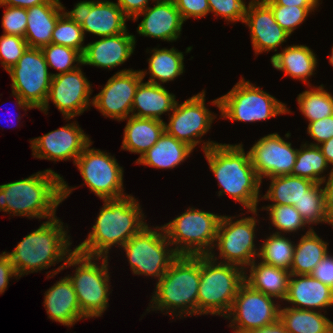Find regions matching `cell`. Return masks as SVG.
I'll return each mask as SVG.
<instances>
[{
    "label": "cell",
    "instance_id": "obj_1",
    "mask_svg": "<svg viewBox=\"0 0 333 333\" xmlns=\"http://www.w3.org/2000/svg\"><path fill=\"white\" fill-rule=\"evenodd\" d=\"M74 189L53 170L39 171L28 178L0 185V211L49 220L56 217L57 207Z\"/></svg>",
    "mask_w": 333,
    "mask_h": 333
},
{
    "label": "cell",
    "instance_id": "obj_2",
    "mask_svg": "<svg viewBox=\"0 0 333 333\" xmlns=\"http://www.w3.org/2000/svg\"><path fill=\"white\" fill-rule=\"evenodd\" d=\"M202 149L210 171L222 188L218 196L228 193L257 216L262 182L253 168L249 151L245 153L242 144H219L209 140L203 142Z\"/></svg>",
    "mask_w": 333,
    "mask_h": 333
},
{
    "label": "cell",
    "instance_id": "obj_3",
    "mask_svg": "<svg viewBox=\"0 0 333 333\" xmlns=\"http://www.w3.org/2000/svg\"><path fill=\"white\" fill-rule=\"evenodd\" d=\"M88 237L74 249L83 255L108 257L113 245L121 247L146 224L138 200L132 195L104 199Z\"/></svg>",
    "mask_w": 333,
    "mask_h": 333
},
{
    "label": "cell",
    "instance_id": "obj_4",
    "mask_svg": "<svg viewBox=\"0 0 333 333\" xmlns=\"http://www.w3.org/2000/svg\"><path fill=\"white\" fill-rule=\"evenodd\" d=\"M64 229L63 222L57 216L43 222L37 230L27 234L15 247L5 254L10 258L19 278L30 272H38L64 263L76 251L69 247L72 244Z\"/></svg>",
    "mask_w": 333,
    "mask_h": 333
},
{
    "label": "cell",
    "instance_id": "obj_5",
    "mask_svg": "<svg viewBox=\"0 0 333 333\" xmlns=\"http://www.w3.org/2000/svg\"><path fill=\"white\" fill-rule=\"evenodd\" d=\"M199 285L200 255H179L156 283V291L150 300L152 305L149 304L147 311L150 312V308L153 311L154 308L161 312L166 310L165 314H176V317L197 315Z\"/></svg>",
    "mask_w": 333,
    "mask_h": 333
},
{
    "label": "cell",
    "instance_id": "obj_6",
    "mask_svg": "<svg viewBox=\"0 0 333 333\" xmlns=\"http://www.w3.org/2000/svg\"><path fill=\"white\" fill-rule=\"evenodd\" d=\"M217 260L214 252L200 255L197 315L211 314L225 318L240 286L245 282V270L233 264L222 263L221 260L218 263Z\"/></svg>",
    "mask_w": 333,
    "mask_h": 333
},
{
    "label": "cell",
    "instance_id": "obj_7",
    "mask_svg": "<svg viewBox=\"0 0 333 333\" xmlns=\"http://www.w3.org/2000/svg\"><path fill=\"white\" fill-rule=\"evenodd\" d=\"M99 259H102L101 266L95 262ZM69 266L76 267L75 274L68 275V278L74 286L81 313L85 319L102 316L107 309L110 293L108 257L86 256L75 251L65 263L50 273L51 276L48 274V278Z\"/></svg>",
    "mask_w": 333,
    "mask_h": 333
},
{
    "label": "cell",
    "instance_id": "obj_8",
    "mask_svg": "<svg viewBox=\"0 0 333 333\" xmlns=\"http://www.w3.org/2000/svg\"><path fill=\"white\" fill-rule=\"evenodd\" d=\"M220 219L221 215L192 207L163 228L168 241L176 245L174 251L178 255H209L214 249Z\"/></svg>",
    "mask_w": 333,
    "mask_h": 333
},
{
    "label": "cell",
    "instance_id": "obj_9",
    "mask_svg": "<svg viewBox=\"0 0 333 333\" xmlns=\"http://www.w3.org/2000/svg\"><path fill=\"white\" fill-rule=\"evenodd\" d=\"M212 104L219 108L221 118L230 121L253 123L291 113L284 103L244 78L227 94L213 100Z\"/></svg>",
    "mask_w": 333,
    "mask_h": 333
},
{
    "label": "cell",
    "instance_id": "obj_10",
    "mask_svg": "<svg viewBox=\"0 0 333 333\" xmlns=\"http://www.w3.org/2000/svg\"><path fill=\"white\" fill-rule=\"evenodd\" d=\"M12 80V95L23 110H39L44 106L54 73L48 65L41 48H27L16 65L7 71Z\"/></svg>",
    "mask_w": 333,
    "mask_h": 333
},
{
    "label": "cell",
    "instance_id": "obj_11",
    "mask_svg": "<svg viewBox=\"0 0 333 333\" xmlns=\"http://www.w3.org/2000/svg\"><path fill=\"white\" fill-rule=\"evenodd\" d=\"M169 245L163 226L152 229L145 225L122 248L134 275L156 276L159 281L179 256Z\"/></svg>",
    "mask_w": 333,
    "mask_h": 333
},
{
    "label": "cell",
    "instance_id": "obj_12",
    "mask_svg": "<svg viewBox=\"0 0 333 333\" xmlns=\"http://www.w3.org/2000/svg\"><path fill=\"white\" fill-rule=\"evenodd\" d=\"M92 142L75 161L85 184L101 200L126 196L123 187V168L115 157L105 151L90 148Z\"/></svg>",
    "mask_w": 333,
    "mask_h": 333
},
{
    "label": "cell",
    "instance_id": "obj_13",
    "mask_svg": "<svg viewBox=\"0 0 333 333\" xmlns=\"http://www.w3.org/2000/svg\"><path fill=\"white\" fill-rule=\"evenodd\" d=\"M233 219L231 216H221L214 246L219 250L218 258L223 259L222 263L248 269L259 254L254 243L258 221L253 216L242 217L234 222Z\"/></svg>",
    "mask_w": 333,
    "mask_h": 333
},
{
    "label": "cell",
    "instance_id": "obj_14",
    "mask_svg": "<svg viewBox=\"0 0 333 333\" xmlns=\"http://www.w3.org/2000/svg\"><path fill=\"white\" fill-rule=\"evenodd\" d=\"M273 299L244 282L225 317L230 320L233 316L230 324L233 333H249L277 322L281 305Z\"/></svg>",
    "mask_w": 333,
    "mask_h": 333
},
{
    "label": "cell",
    "instance_id": "obj_15",
    "mask_svg": "<svg viewBox=\"0 0 333 333\" xmlns=\"http://www.w3.org/2000/svg\"><path fill=\"white\" fill-rule=\"evenodd\" d=\"M169 118V123H164L165 132L194 149L202 142L200 137L209 131L216 116L206 108L205 91L202 90L182 104L177 101Z\"/></svg>",
    "mask_w": 333,
    "mask_h": 333
},
{
    "label": "cell",
    "instance_id": "obj_16",
    "mask_svg": "<svg viewBox=\"0 0 333 333\" xmlns=\"http://www.w3.org/2000/svg\"><path fill=\"white\" fill-rule=\"evenodd\" d=\"M90 82L82 73L80 67L75 70L52 76L49 93L44 106L40 109L47 114L49 101L62 113L66 121L89 109L93 100Z\"/></svg>",
    "mask_w": 333,
    "mask_h": 333
},
{
    "label": "cell",
    "instance_id": "obj_17",
    "mask_svg": "<svg viewBox=\"0 0 333 333\" xmlns=\"http://www.w3.org/2000/svg\"><path fill=\"white\" fill-rule=\"evenodd\" d=\"M147 71L124 69L108 79L104 88L95 95L92 105L103 116L117 121L128 118L132 112V103L139 86Z\"/></svg>",
    "mask_w": 333,
    "mask_h": 333
},
{
    "label": "cell",
    "instance_id": "obj_18",
    "mask_svg": "<svg viewBox=\"0 0 333 333\" xmlns=\"http://www.w3.org/2000/svg\"><path fill=\"white\" fill-rule=\"evenodd\" d=\"M250 159L257 176L273 178L290 175L296 162L298 149L283 140L278 133L268 134L250 148Z\"/></svg>",
    "mask_w": 333,
    "mask_h": 333
},
{
    "label": "cell",
    "instance_id": "obj_19",
    "mask_svg": "<svg viewBox=\"0 0 333 333\" xmlns=\"http://www.w3.org/2000/svg\"><path fill=\"white\" fill-rule=\"evenodd\" d=\"M71 15L81 25L83 34L89 32L99 37L114 36L128 29L129 18L117 3L108 0H90L76 3Z\"/></svg>",
    "mask_w": 333,
    "mask_h": 333
},
{
    "label": "cell",
    "instance_id": "obj_20",
    "mask_svg": "<svg viewBox=\"0 0 333 333\" xmlns=\"http://www.w3.org/2000/svg\"><path fill=\"white\" fill-rule=\"evenodd\" d=\"M90 137L77 125L69 123L43 136L30 140L32 155L35 158L52 161L76 159L91 143Z\"/></svg>",
    "mask_w": 333,
    "mask_h": 333
},
{
    "label": "cell",
    "instance_id": "obj_21",
    "mask_svg": "<svg viewBox=\"0 0 333 333\" xmlns=\"http://www.w3.org/2000/svg\"><path fill=\"white\" fill-rule=\"evenodd\" d=\"M251 33L255 54L277 51L290 36L275 20L271 7L264 0H251L246 7L244 22Z\"/></svg>",
    "mask_w": 333,
    "mask_h": 333
},
{
    "label": "cell",
    "instance_id": "obj_22",
    "mask_svg": "<svg viewBox=\"0 0 333 333\" xmlns=\"http://www.w3.org/2000/svg\"><path fill=\"white\" fill-rule=\"evenodd\" d=\"M155 3L154 7H147L133 19L137 21L144 15L137 27L138 34L167 42L176 41L180 38L184 21L174 1L156 0Z\"/></svg>",
    "mask_w": 333,
    "mask_h": 333
},
{
    "label": "cell",
    "instance_id": "obj_23",
    "mask_svg": "<svg viewBox=\"0 0 333 333\" xmlns=\"http://www.w3.org/2000/svg\"><path fill=\"white\" fill-rule=\"evenodd\" d=\"M135 40V36L126 31L114 36L101 37L96 42L88 43L82 54V65H91L109 70L119 66L133 54Z\"/></svg>",
    "mask_w": 333,
    "mask_h": 333
},
{
    "label": "cell",
    "instance_id": "obj_24",
    "mask_svg": "<svg viewBox=\"0 0 333 333\" xmlns=\"http://www.w3.org/2000/svg\"><path fill=\"white\" fill-rule=\"evenodd\" d=\"M284 301L293 304L292 308L320 311L333 306V289L310 274H291Z\"/></svg>",
    "mask_w": 333,
    "mask_h": 333
},
{
    "label": "cell",
    "instance_id": "obj_25",
    "mask_svg": "<svg viewBox=\"0 0 333 333\" xmlns=\"http://www.w3.org/2000/svg\"><path fill=\"white\" fill-rule=\"evenodd\" d=\"M44 307L49 319L64 326H73L84 319L78 303L74 286L68 276L57 281L44 296Z\"/></svg>",
    "mask_w": 333,
    "mask_h": 333
},
{
    "label": "cell",
    "instance_id": "obj_26",
    "mask_svg": "<svg viewBox=\"0 0 333 333\" xmlns=\"http://www.w3.org/2000/svg\"><path fill=\"white\" fill-rule=\"evenodd\" d=\"M63 11L65 7L60 0H50L48 3L27 8L24 38L29 48H42L51 43L53 30Z\"/></svg>",
    "mask_w": 333,
    "mask_h": 333
},
{
    "label": "cell",
    "instance_id": "obj_27",
    "mask_svg": "<svg viewBox=\"0 0 333 333\" xmlns=\"http://www.w3.org/2000/svg\"><path fill=\"white\" fill-rule=\"evenodd\" d=\"M175 99V95L162 85L143 83L142 80L133 99L131 116L163 121L161 115L173 111L177 103Z\"/></svg>",
    "mask_w": 333,
    "mask_h": 333
},
{
    "label": "cell",
    "instance_id": "obj_28",
    "mask_svg": "<svg viewBox=\"0 0 333 333\" xmlns=\"http://www.w3.org/2000/svg\"><path fill=\"white\" fill-rule=\"evenodd\" d=\"M193 148L165 131L158 141L136 160L137 164L159 169H173L184 162Z\"/></svg>",
    "mask_w": 333,
    "mask_h": 333
},
{
    "label": "cell",
    "instance_id": "obj_29",
    "mask_svg": "<svg viewBox=\"0 0 333 333\" xmlns=\"http://www.w3.org/2000/svg\"><path fill=\"white\" fill-rule=\"evenodd\" d=\"M249 276L245 271L244 281L251 288L273 298L284 300L288 292L290 271L254 260L250 265Z\"/></svg>",
    "mask_w": 333,
    "mask_h": 333
},
{
    "label": "cell",
    "instance_id": "obj_30",
    "mask_svg": "<svg viewBox=\"0 0 333 333\" xmlns=\"http://www.w3.org/2000/svg\"><path fill=\"white\" fill-rule=\"evenodd\" d=\"M270 60L272 66L283 71L286 76L307 84L308 77L313 75L318 63L315 53L308 46L294 44L274 54Z\"/></svg>",
    "mask_w": 333,
    "mask_h": 333
},
{
    "label": "cell",
    "instance_id": "obj_31",
    "mask_svg": "<svg viewBox=\"0 0 333 333\" xmlns=\"http://www.w3.org/2000/svg\"><path fill=\"white\" fill-rule=\"evenodd\" d=\"M124 128L122 142L123 150L140 154V157L150 149L163 134L164 121L129 116Z\"/></svg>",
    "mask_w": 333,
    "mask_h": 333
},
{
    "label": "cell",
    "instance_id": "obj_32",
    "mask_svg": "<svg viewBox=\"0 0 333 333\" xmlns=\"http://www.w3.org/2000/svg\"><path fill=\"white\" fill-rule=\"evenodd\" d=\"M328 243L323 241L313 228L295 244L290 274L309 275L328 253Z\"/></svg>",
    "mask_w": 333,
    "mask_h": 333
},
{
    "label": "cell",
    "instance_id": "obj_33",
    "mask_svg": "<svg viewBox=\"0 0 333 333\" xmlns=\"http://www.w3.org/2000/svg\"><path fill=\"white\" fill-rule=\"evenodd\" d=\"M279 320L289 333H333V322L320 311L280 307Z\"/></svg>",
    "mask_w": 333,
    "mask_h": 333
},
{
    "label": "cell",
    "instance_id": "obj_34",
    "mask_svg": "<svg viewBox=\"0 0 333 333\" xmlns=\"http://www.w3.org/2000/svg\"><path fill=\"white\" fill-rule=\"evenodd\" d=\"M152 55L148 59L150 78L147 82L161 85L173 81L184 72V55L174 47L154 48ZM160 81V82H159Z\"/></svg>",
    "mask_w": 333,
    "mask_h": 333
},
{
    "label": "cell",
    "instance_id": "obj_35",
    "mask_svg": "<svg viewBox=\"0 0 333 333\" xmlns=\"http://www.w3.org/2000/svg\"><path fill=\"white\" fill-rule=\"evenodd\" d=\"M271 180L269 190L261 199L270 200L271 205H295L315 184L309 179L293 175L277 176Z\"/></svg>",
    "mask_w": 333,
    "mask_h": 333
},
{
    "label": "cell",
    "instance_id": "obj_36",
    "mask_svg": "<svg viewBox=\"0 0 333 333\" xmlns=\"http://www.w3.org/2000/svg\"><path fill=\"white\" fill-rule=\"evenodd\" d=\"M328 163L317 145L302 144L298 149L296 162L291 175L306 178L314 183L325 181L321 174L327 169Z\"/></svg>",
    "mask_w": 333,
    "mask_h": 333
},
{
    "label": "cell",
    "instance_id": "obj_37",
    "mask_svg": "<svg viewBox=\"0 0 333 333\" xmlns=\"http://www.w3.org/2000/svg\"><path fill=\"white\" fill-rule=\"evenodd\" d=\"M297 102L309 123L333 115V95L324 90L323 84L300 93Z\"/></svg>",
    "mask_w": 333,
    "mask_h": 333
},
{
    "label": "cell",
    "instance_id": "obj_38",
    "mask_svg": "<svg viewBox=\"0 0 333 333\" xmlns=\"http://www.w3.org/2000/svg\"><path fill=\"white\" fill-rule=\"evenodd\" d=\"M295 243L281 234L273 233L264 240L259 248L261 262L290 271Z\"/></svg>",
    "mask_w": 333,
    "mask_h": 333
},
{
    "label": "cell",
    "instance_id": "obj_39",
    "mask_svg": "<svg viewBox=\"0 0 333 333\" xmlns=\"http://www.w3.org/2000/svg\"><path fill=\"white\" fill-rule=\"evenodd\" d=\"M323 183H315L306 194L294 205L303 220L312 224L327 223L325 213V192Z\"/></svg>",
    "mask_w": 333,
    "mask_h": 333
},
{
    "label": "cell",
    "instance_id": "obj_40",
    "mask_svg": "<svg viewBox=\"0 0 333 333\" xmlns=\"http://www.w3.org/2000/svg\"><path fill=\"white\" fill-rule=\"evenodd\" d=\"M84 34L81 25L68 11L58 18L52 33L51 43L73 48L84 53Z\"/></svg>",
    "mask_w": 333,
    "mask_h": 333
},
{
    "label": "cell",
    "instance_id": "obj_41",
    "mask_svg": "<svg viewBox=\"0 0 333 333\" xmlns=\"http://www.w3.org/2000/svg\"><path fill=\"white\" fill-rule=\"evenodd\" d=\"M44 53L46 63L48 67L55 68L59 73L63 74L78 68V64L82 65L83 58L82 53L70 47L50 43L49 45L41 48ZM77 63L74 64V63Z\"/></svg>",
    "mask_w": 333,
    "mask_h": 333
},
{
    "label": "cell",
    "instance_id": "obj_42",
    "mask_svg": "<svg viewBox=\"0 0 333 333\" xmlns=\"http://www.w3.org/2000/svg\"><path fill=\"white\" fill-rule=\"evenodd\" d=\"M262 209L269 211L271 223L277 229L276 234L296 232L307 225L293 205H267Z\"/></svg>",
    "mask_w": 333,
    "mask_h": 333
},
{
    "label": "cell",
    "instance_id": "obj_43",
    "mask_svg": "<svg viewBox=\"0 0 333 333\" xmlns=\"http://www.w3.org/2000/svg\"><path fill=\"white\" fill-rule=\"evenodd\" d=\"M276 22L291 36L296 27L305 21L308 14L318 7H297L268 4Z\"/></svg>",
    "mask_w": 333,
    "mask_h": 333
},
{
    "label": "cell",
    "instance_id": "obj_44",
    "mask_svg": "<svg viewBox=\"0 0 333 333\" xmlns=\"http://www.w3.org/2000/svg\"><path fill=\"white\" fill-rule=\"evenodd\" d=\"M28 48L25 38L3 34L0 36V62L3 68L10 70Z\"/></svg>",
    "mask_w": 333,
    "mask_h": 333
},
{
    "label": "cell",
    "instance_id": "obj_45",
    "mask_svg": "<svg viewBox=\"0 0 333 333\" xmlns=\"http://www.w3.org/2000/svg\"><path fill=\"white\" fill-rule=\"evenodd\" d=\"M210 12L229 22L245 20L246 4L244 0H208Z\"/></svg>",
    "mask_w": 333,
    "mask_h": 333
},
{
    "label": "cell",
    "instance_id": "obj_46",
    "mask_svg": "<svg viewBox=\"0 0 333 333\" xmlns=\"http://www.w3.org/2000/svg\"><path fill=\"white\" fill-rule=\"evenodd\" d=\"M0 6H5L2 18L3 33L24 38L27 27V9L7 5Z\"/></svg>",
    "mask_w": 333,
    "mask_h": 333
},
{
    "label": "cell",
    "instance_id": "obj_47",
    "mask_svg": "<svg viewBox=\"0 0 333 333\" xmlns=\"http://www.w3.org/2000/svg\"><path fill=\"white\" fill-rule=\"evenodd\" d=\"M180 12L183 21L193 17L195 19L205 17L210 13L208 0H173Z\"/></svg>",
    "mask_w": 333,
    "mask_h": 333
},
{
    "label": "cell",
    "instance_id": "obj_48",
    "mask_svg": "<svg viewBox=\"0 0 333 333\" xmlns=\"http://www.w3.org/2000/svg\"><path fill=\"white\" fill-rule=\"evenodd\" d=\"M307 134L313 138L317 143H310V145H320L321 143L333 137V115L330 117L322 118L320 120L310 122L307 128Z\"/></svg>",
    "mask_w": 333,
    "mask_h": 333
},
{
    "label": "cell",
    "instance_id": "obj_49",
    "mask_svg": "<svg viewBox=\"0 0 333 333\" xmlns=\"http://www.w3.org/2000/svg\"><path fill=\"white\" fill-rule=\"evenodd\" d=\"M310 275L333 289V256L327 253Z\"/></svg>",
    "mask_w": 333,
    "mask_h": 333
},
{
    "label": "cell",
    "instance_id": "obj_50",
    "mask_svg": "<svg viewBox=\"0 0 333 333\" xmlns=\"http://www.w3.org/2000/svg\"><path fill=\"white\" fill-rule=\"evenodd\" d=\"M18 277L10 258L5 251L0 254V294L4 293L12 277Z\"/></svg>",
    "mask_w": 333,
    "mask_h": 333
},
{
    "label": "cell",
    "instance_id": "obj_51",
    "mask_svg": "<svg viewBox=\"0 0 333 333\" xmlns=\"http://www.w3.org/2000/svg\"><path fill=\"white\" fill-rule=\"evenodd\" d=\"M148 1L149 0H117V5L122 9V12L132 20L149 6ZM155 1L156 0H153V2Z\"/></svg>",
    "mask_w": 333,
    "mask_h": 333
},
{
    "label": "cell",
    "instance_id": "obj_52",
    "mask_svg": "<svg viewBox=\"0 0 333 333\" xmlns=\"http://www.w3.org/2000/svg\"><path fill=\"white\" fill-rule=\"evenodd\" d=\"M326 180H328L326 182ZM322 183L326 184L324 188L325 192V213L326 221L333 227V170L331 169L328 179H325Z\"/></svg>",
    "mask_w": 333,
    "mask_h": 333
},
{
    "label": "cell",
    "instance_id": "obj_53",
    "mask_svg": "<svg viewBox=\"0 0 333 333\" xmlns=\"http://www.w3.org/2000/svg\"><path fill=\"white\" fill-rule=\"evenodd\" d=\"M267 4L297 7H317L319 0H264Z\"/></svg>",
    "mask_w": 333,
    "mask_h": 333
},
{
    "label": "cell",
    "instance_id": "obj_54",
    "mask_svg": "<svg viewBox=\"0 0 333 333\" xmlns=\"http://www.w3.org/2000/svg\"><path fill=\"white\" fill-rule=\"evenodd\" d=\"M50 0H0V5L10 7L30 8L43 3H48Z\"/></svg>",
    "mask_w": 333,
    "mask_h": 333
},
{
    "label": "cell",
    "instance_id": "obj_55",
    "mask_svg": "<svg viewBox=\"0 0 333 333\" xmlns=\"http://www.w3.org/2000/svg\"><path fill=\"white\" fill-rule=\"evenodd\" d=\"M249 333H289L284 324L278 320L277 322L268 325L266 327H263L261 329L249 332Z\"/></svg>",
    "mask_w": 333,
    "mask_h": 333
},
{
    "label": "cell",
    "instance_id": "obj_56",
    "mask_svg": "<svg viewBox=\"0 0 333 333\" xmlns=\"http://www.w3.org/2000/svg\"><path fill=\"white\" fill-rule=\"evenodd\" d=\"M322 151V154L325 156V159L329 164L333 165V137L323 143L318 145ZM333 170V167H332Z\"/></svg>",
    "mask_w": 333,
    "mask_h": 333
},
{
    "label": "cell",
    "instance_id": "obj_57",
    "mask_svg": "<svg viewBox=\"0 0 333 333\" xmlns=\"http://www.w3.org/2000/svg\"><path fill=\"white\" fill-rule=\"evenodd\" d=\"M329 63L333 66V47L331 51V56L329 57Z\"/></svg>",
    "mask_w": 333,
    "mask_h": 333
}]
</instances>
